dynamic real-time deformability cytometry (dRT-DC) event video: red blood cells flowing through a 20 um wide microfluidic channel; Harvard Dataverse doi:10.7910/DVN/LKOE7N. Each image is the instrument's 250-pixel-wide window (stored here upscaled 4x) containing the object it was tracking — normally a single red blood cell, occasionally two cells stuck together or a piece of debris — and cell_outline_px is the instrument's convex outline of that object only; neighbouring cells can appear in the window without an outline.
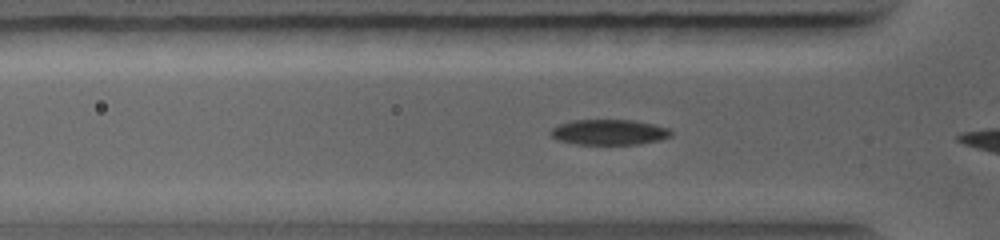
{"species": "common noctule bat (a hibernating species)", "species_latin": "Nyctalus noctula", "temperature_condition": "warm", "stored_images_in_passage": 35, "camera_frame_rate_fps": 5000, "um_per_image_px": 0.085, "animal": {"sex": "female", "body_mass_g": 19.0, "forearm_length_mm": 56.7}, "frame": {"image": 1, "passage_image": 6, "time_ms": 1.0, "image_size_px": [1000, 240], "cell_outline_px": [[672, 136], [660, 140], [640, 144], [576, 144], [560, 140], [552, 136], [548, 132], [552, 128], [560, 124], [572, 120], [632, 120], [672, 128]], "centroid_in_image_um": [51.81, 11.23], "position_along_channel_um": 74.0, "area_um2": 17.86}}
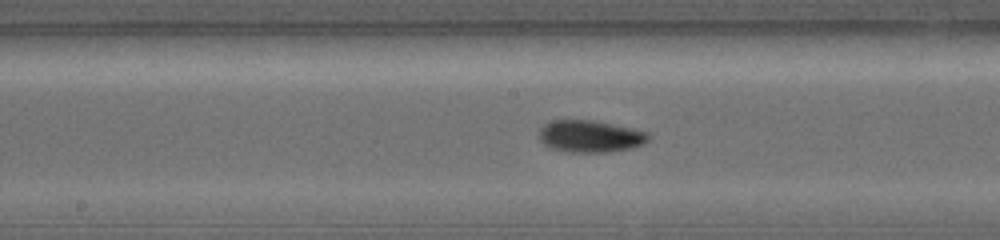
{"frame": {"image": 2, "passage_image": 15, "time_ms": 3.4, "image_size_px": [1000, 240], "cell_outline_px": [[648, 140], [644, 144], [632, 148], [608, 152], [568, 152], [548, 148], [540, 140], [540, 128], [544, 124], [552, 120], [592, 120], [612, 124], [648, 132]], "centroid_in_image_um": [50.14, 11.59], "position_along_channel_um": 198.1, "area_um2": 20.4}}
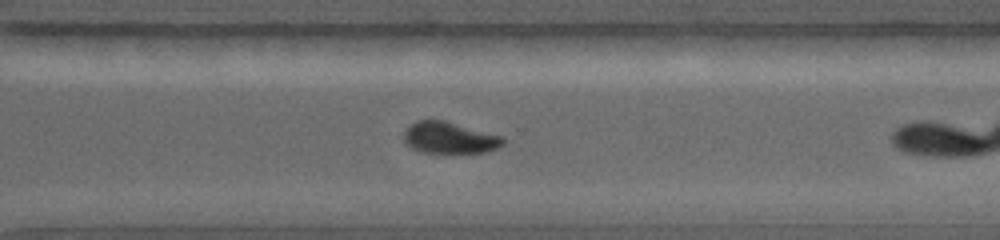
{"frame": {"image": 3, "passage_image": 29, "time_ms": 6.0, "image_size_px": [1000, 240], "cell_outline_px": [[504, 144], [488, 152], [424, 152], [412, 148], [404, 140], [404, 132], [416, 120], [444, 120], [504, 136]], "centroid_in_image_um": [38.25, 11.7], "position_along_channel_um": 332.4, "area_um2": 18.03}}